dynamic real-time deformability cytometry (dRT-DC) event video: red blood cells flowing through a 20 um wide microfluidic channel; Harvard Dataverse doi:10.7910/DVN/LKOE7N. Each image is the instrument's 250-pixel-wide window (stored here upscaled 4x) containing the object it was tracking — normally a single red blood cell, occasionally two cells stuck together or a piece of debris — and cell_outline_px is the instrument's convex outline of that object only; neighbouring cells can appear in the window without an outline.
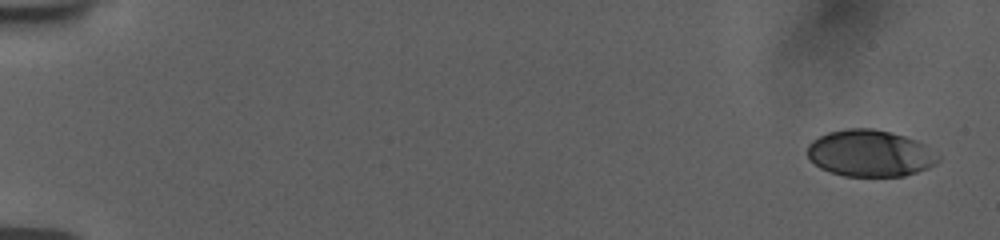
{"species": "human", "species_latin": "Homo sapiens", "temperature_condition": "room temperature", "stored_images_in_passage": 11, "camera_frame_rate_fps": 3000, "um_per_image_px": 0.085, "donor": {"sex": "female"}, "frame": {"image": 1, "passage_image": 1, "time_ms": 0.0, "image_size_px": [1000, 240], "cell_outline_px": [[940, 160], [936, 164], [928, 168], [904, 176], [844, 176], [828, 172], [820, 168], [808, 156], [808, 144], [812, 140], [828, 132], [848, 128], [872, 128], [892, 132], [916, 140], [924, 144], [940, 156]], "centroid_in_image_um": [73.96, 13.03], "position_along_channel_um": 11.0, "area_um2": 35.66}}
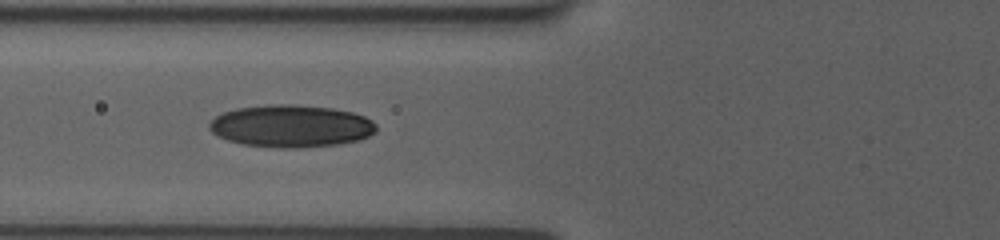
{"frame": {"image": 2, "passage_image": 8, "time_ms": 2.333, "image_size_px": [1000, 240], "cell_outline_px": [[376, 132], [360, 140], [340, 144], [296, 148], [280, 148], [240, 144], [228, 140], [212, 132], [208, 128], [208, 124], [216, 116], [224, 112], [236, 108], [268, 104], [296, 104], [332, 108], [352, 112], [364, 116], [372, 120], [376, 124]], "centroid_in_image_um": [24.75, 10.71], "position_along_channel_um": 101.0, "area_um2": 41.44}}
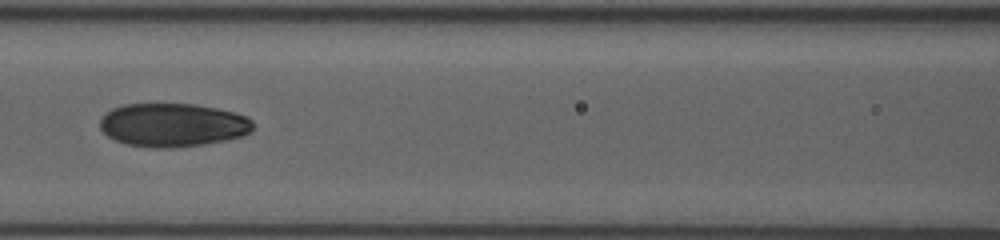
{"frame": {"image": 3, "passage_image": 10, "time_ms": 3.0, "image_size_px": [1000, 240], "cell_outline_px": [[256, 128], [252, 132], [244, 136], [204, 144], [172, 148], [152, 148], [128, 144], [116, 140], [108, 136], [100, 128], [100, 120], [104, 112], [112, 108], [124, 104], [196, 104], [236, 112], [252, 120], [256, 124]], "centroid_in_image_um": [14.72, 10.62], "position_along_channel_um": 151.9, "area_um2": 39.19}}